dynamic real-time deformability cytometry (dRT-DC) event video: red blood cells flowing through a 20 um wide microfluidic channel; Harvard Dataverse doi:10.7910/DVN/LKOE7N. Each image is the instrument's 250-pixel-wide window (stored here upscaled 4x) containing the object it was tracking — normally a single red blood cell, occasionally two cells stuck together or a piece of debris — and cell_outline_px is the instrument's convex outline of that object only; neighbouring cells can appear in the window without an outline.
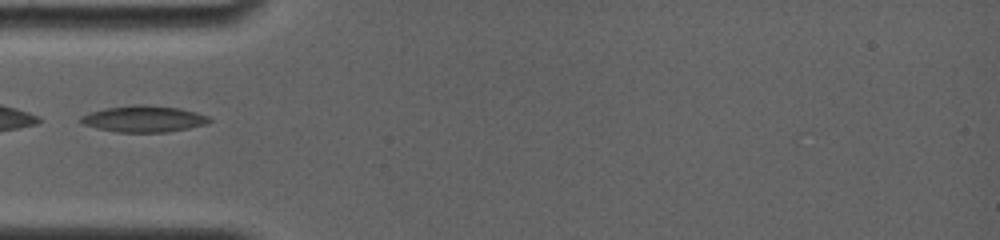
{"species": "common noctule bat (a hibernating species)", "species_latin": "Nyctalus noctula", "temperature_condition": "room temperature", "stored_images_in_passage": 4, "camera_frame_rate_fps": 4000, "um_per_image_px": 0.085, "animal": {"sex": "female", "body_mass_g": 19.0, "forearm_length_mm": 56.7}, "frame": {"image": 1, "passage_image": 1, "time_ms": 0.0, "image_size_px": [1000, 240], "cell_outline_px": [[212, 120], [208, 124], [168, 132], [116, 132], [96, 128], [80, 124], [80, 116], [104, 108], [136, 104], [140, 104], [180, 108], [196, 112], [208, 116]], "centroid_in_image_um": [12.21, 10.11], "position_along_channel_um": 72.8, "area_um2": 19.88}}
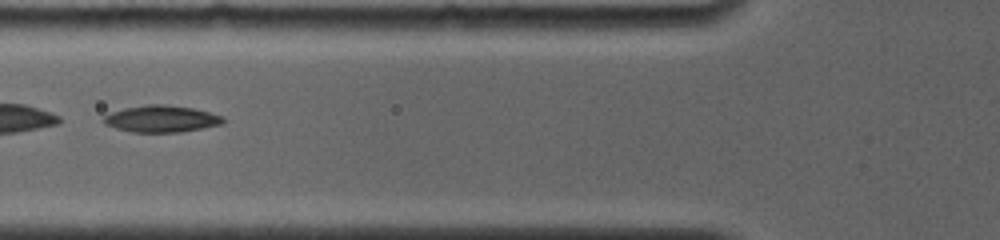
{"frame": {"image": 2, "passage_image": 2, "time_ms": 1.0, "image_size_px": [1000, 240], "cell_outline_px": [[228, 120], [224, 124], [204, 128], [180, 132], [132, 132], [116, 128], [104, 124], [100, 120], [104, 116], [112, 112], [124, 108], [148, 104], [164, 104], [192, 108], [224, 116]], "centroid_in_image_um": [13.75, 10.1], "position_along_channel_um": 112.1, "area_um2": 18.84}}